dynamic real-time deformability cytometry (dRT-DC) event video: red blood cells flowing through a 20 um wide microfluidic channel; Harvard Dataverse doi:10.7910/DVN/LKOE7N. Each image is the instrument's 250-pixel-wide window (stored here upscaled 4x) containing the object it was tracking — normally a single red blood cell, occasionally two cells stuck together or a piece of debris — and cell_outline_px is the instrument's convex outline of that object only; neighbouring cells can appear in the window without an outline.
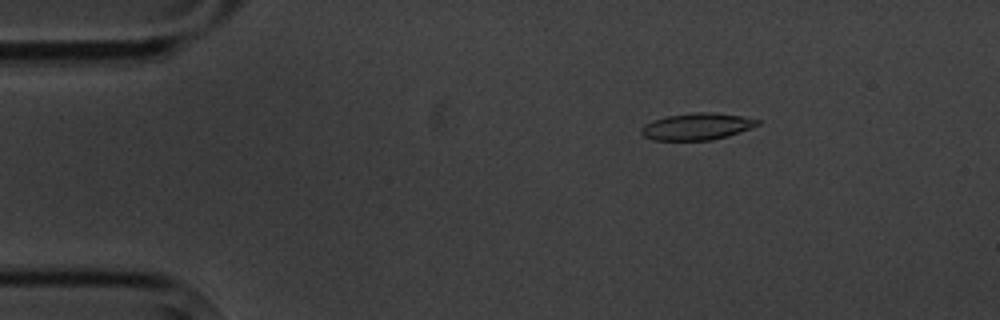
{"species": "common noctule bat (a hibernating species)", "species_latin": "Nyctalus noctula", "temperature_condition": "cold", "stored_images_in_passage": 4, "camera_frame_rate_fps": 3000, "um_per_image_px": 0.085, "animal": {"sex": "male", "body_mass_g": 20.1, "forearm_length_mm": 53.5}, "frame": {"image": 1, "passage_image": 3, "time_ms": 2.333, "image_size_px": [1000, 320], "cell_outline_px": [[760, 124], [740, 132], [728, 136], [712, 140], [652, 140], [644, 136], [640, 132], [640, 128], [644, 124], [652, 120], [668, 116], [696, 112], [712, 112], [740, 116], [760, 120]], "centroid_in_image_um": [59.21, 10.76], "position_along_channel_um": 25.8, "area_um2": 18.15}}